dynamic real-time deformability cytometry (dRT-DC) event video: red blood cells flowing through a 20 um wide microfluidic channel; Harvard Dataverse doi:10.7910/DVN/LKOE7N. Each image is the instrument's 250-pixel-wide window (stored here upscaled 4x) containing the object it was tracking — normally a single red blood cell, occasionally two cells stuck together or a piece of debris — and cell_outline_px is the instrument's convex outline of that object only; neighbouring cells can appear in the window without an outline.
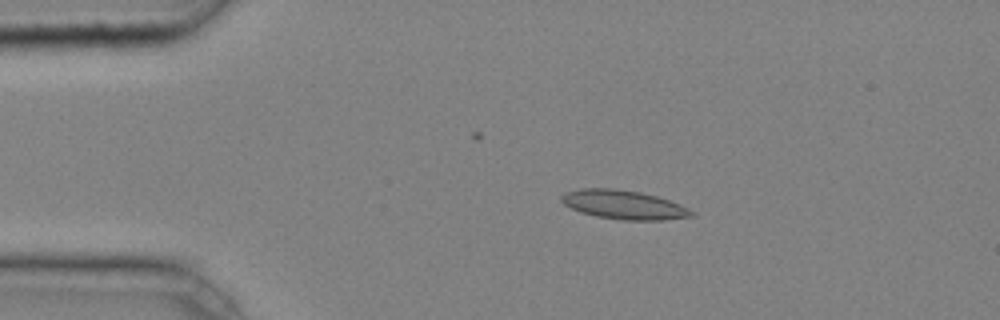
{"species": "common noctule bat (a hibernating species)", "species_latin": "Nyctalus noctula", "temperature_condition": "cold", "stored_images_in_passage": 4, "camera_frame_rate_fps": 3000, "um_per_image_px": 0.085, "animal": {"sex": "male", "body_mass_g": 20.4}, "frame": {"image": 1, "passage_image": 1, "time_ms": 0.0, "image_size_px": [1000, 320], "cell_outline_px": [[696, 212], [692, 216], [664, 220], [624, 220], [596, 216], [580, 212], [564, 204], [560, 200], [560, 196], [564, 192], [580, 188], [612, 188], [640, 192], [656, 196], [680, 204]], "centroid_in_image_um": [53.0, 17.39], "position_along_channel_um": 32.0, "area_um2": 21.96}}
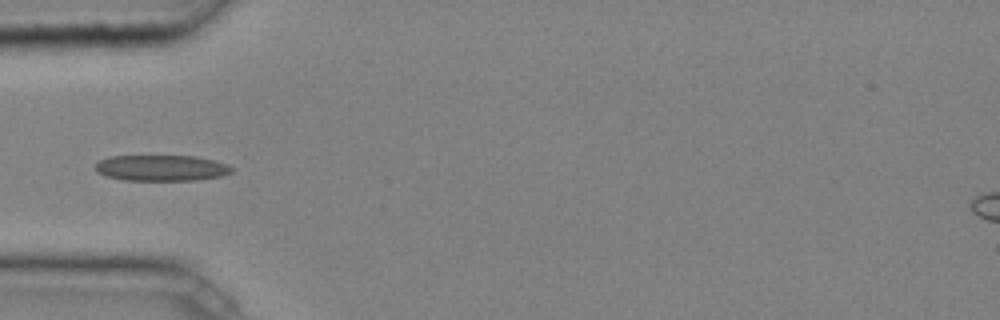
{"frame": {"image": 2, "passage_image": 3, "time_ms": 0.667, "image_size_px": [1000, 320], "cell_outline_px": [[232, 172], [220, 176], [196, 180], [124, 180], [104, 176], [96, 172], [96, 164], [100, 160], [108, 156], [196, 156], [228, 164], [232, 168]], "centroid_in_image_um": [13.69, 14.28], "position_along_channel_um": 71.3, "area_um2": 20.58}}